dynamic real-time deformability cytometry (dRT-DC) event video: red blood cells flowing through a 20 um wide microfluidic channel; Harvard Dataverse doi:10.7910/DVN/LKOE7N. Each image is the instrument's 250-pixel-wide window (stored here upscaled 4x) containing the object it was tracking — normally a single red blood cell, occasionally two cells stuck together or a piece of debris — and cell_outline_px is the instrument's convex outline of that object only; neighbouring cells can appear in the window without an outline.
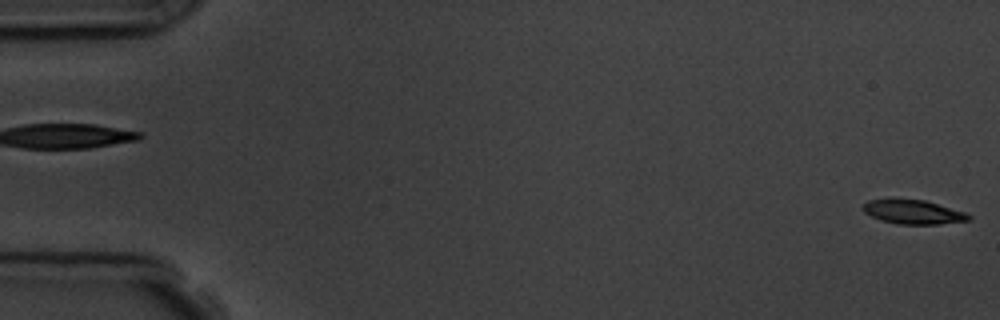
{"species": "common noctule bat (a hibernating species)", "species_latin": "Nyctalus noctula", "temperature_condition": "room temperature", "stored_images_in_passage": 5, "segment_of_instrument_passage": [2, 2], "camera_frame_rate_fps": 3000, "um_per_image_px": 0.085, "animal": {"sex": "male", "body_mass_g": 19.5, "forearm_length_mm": 54.6}, "frame": {"image": 1, "passage_image": 5, "time_ms": 5.333, "image_size_px": [1000, 320], "cell_outline_px": [[972, 220], [936, 224], [896, 224], [880, 220], [864, 212], [864, 204], [868, 200], [888, 196], [896, 196], [924, 200], [964, 212], [972, 216]], "centroid_in_image_um": [77.55, 17.97], "position_along_channel_um": 7.4, "area_um2": 15.37}}